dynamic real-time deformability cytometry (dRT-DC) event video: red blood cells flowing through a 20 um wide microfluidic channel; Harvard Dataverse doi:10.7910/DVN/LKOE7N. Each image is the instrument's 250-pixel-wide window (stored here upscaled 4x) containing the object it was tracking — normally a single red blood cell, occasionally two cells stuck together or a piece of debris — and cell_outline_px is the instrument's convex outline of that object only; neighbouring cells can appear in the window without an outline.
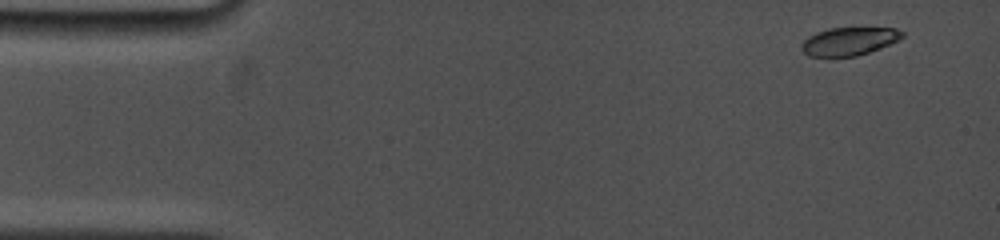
{"species": "common noctule bat (a hibernating species)", "species_latin": "Nyctalus noctula", "temperature_condition": "cold", "stored_images_in_passage": 11, "camera_frame_rate_fps": 5000, "um_per_image_px": 0.085, "animal": {"sex": "female", "body_mass_g": 19.0, "forearm_length_mm": 53.3}, "frame": {"image": 1, "passage_image": 1, "time_ms": 0.0, "image_size_px": [1000, 240], "cell_outline_px": [[904, 36], [880, 48], [856, 56], [808, 56], [800, 48], [800, 44], [808, 36], [816, 32], [828, 28], [896, 28], [904, 32]], "centroid_in_image_um": [72.13, 3.5], "position_along_channel_um": 12.9, "area_um2": 16.36}}
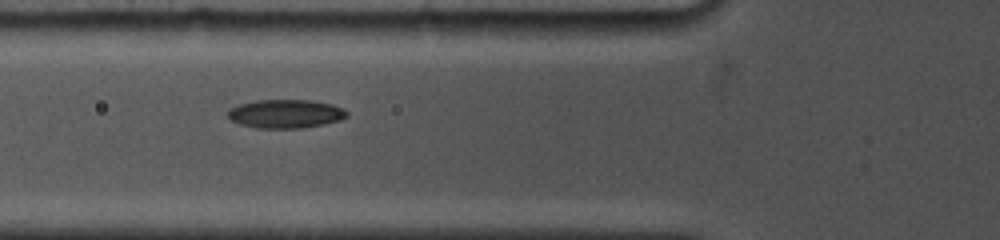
{"frame": {"image": 2, "passage_image": 7, "time_ms": 5.2, "image_size_px": [1000, 240], "cell_outline_px": [[348, 116], [340, 120], [324, 124], [300, 128], [256, 128], [240, 124], [232, 120], [228, 116], [228, 112], [232, 108], [240, 104], [256, 100], [312, 100], [332, 104], [344, 108], [348, 112]], "centroid_in_image_um": [24.32, 9.67], "position_along_channel_um": 101.5, "area_um2": 19.83}}
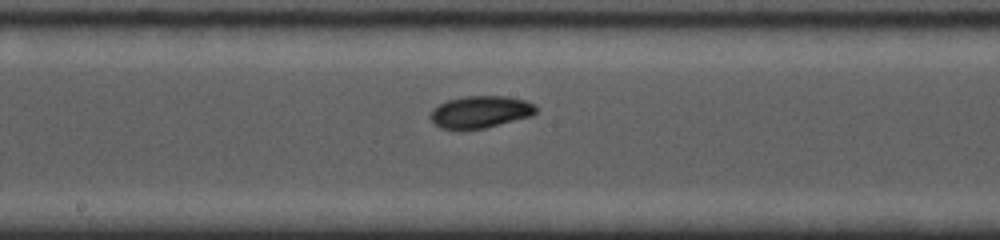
{"frame": {"image": 3, "passage_image": 10, "time_ms": 8.0, "image_size_px": [1000, 240], "cell_outline_px": [[536, 112], [532, 116], [484, 128], [460, 132], [440, 128], [428, 116], [432, 108], [448, 100], [464, 96], [508, 96], [524, 100], [532, 104], [536, 108]], "centroid_in_image_um": [40.77, 9.54], "position_along_channel_um": 207.4, "area_um2": 20.11}}